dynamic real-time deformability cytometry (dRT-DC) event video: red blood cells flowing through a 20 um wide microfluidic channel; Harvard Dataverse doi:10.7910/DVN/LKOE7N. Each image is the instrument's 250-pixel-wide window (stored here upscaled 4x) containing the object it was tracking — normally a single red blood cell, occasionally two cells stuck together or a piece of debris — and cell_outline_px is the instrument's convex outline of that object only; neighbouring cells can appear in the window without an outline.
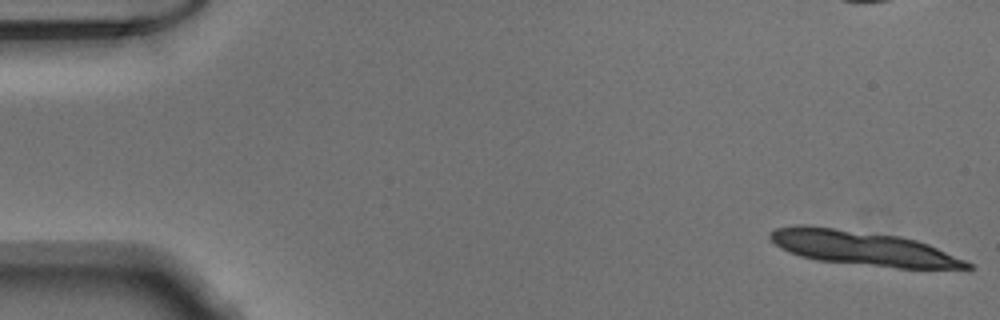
{"species": "Egyptian fruit bat (a non-hibernating species)", "species_latin": "Rousettus aegyptiacus", "temperature_condition": "warm", "stored_images_in_passage": 13, "camera_frame_rate_fps": 3000, "um_per_image_px": 0.085, "animal": {"sex": "male"}, "frame": {"image": 1, "passage_image": 1, "time_ms": 0.0, "image_size_px": [1000, 320], "cell_outline_px": [[972, 268], [900, 268], [816, 260], [800, 256], [780, 248], [768, 236], [768, 232], [776, 228], [796, 224], [804, 224], [900, 236], [916, 240], [928, 244], [964, 260], [972, 264]], "centroid_in_image_um": [73.26, 21.07], "position_along_channel_um": 11.7, "area_um2": 39.25}}